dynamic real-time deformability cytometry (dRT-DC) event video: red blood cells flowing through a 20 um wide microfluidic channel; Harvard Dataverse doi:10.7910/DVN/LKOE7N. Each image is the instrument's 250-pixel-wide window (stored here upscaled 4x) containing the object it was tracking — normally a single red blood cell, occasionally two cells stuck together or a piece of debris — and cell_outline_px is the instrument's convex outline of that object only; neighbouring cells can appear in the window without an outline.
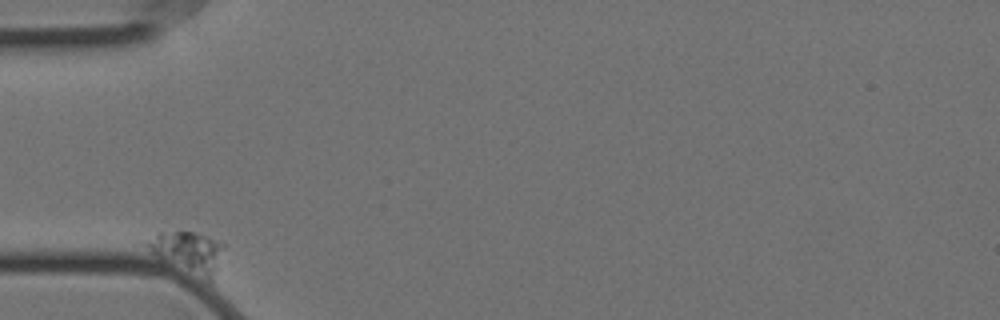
{"species": "Egyptian fruit bat (a non-hibernating species)", "species_latin": "Rousettus aegyptiacus", "temperature_condition": "cold", "stored_images_in_passage": 43, "camera_frame_rate_fps": 3000, "um_per_image_px": 0.085, "animal": {"sex": "female"}, "frame": {"image": 1, "passage_image": 1, "time_ms": 0.0, "image_size_px": [1000, 320], "cell_outline_px": [[224, 248], [212, 280], [208, 280], [160, 260], [152, 252], [148, 244], [156, 232], [192, 232], [208, 236], [224, 244]], "centroid_in_image_um": [16.01, 21.41], "position_along_channel_um": 69.0, "area_um2": 17.69}}
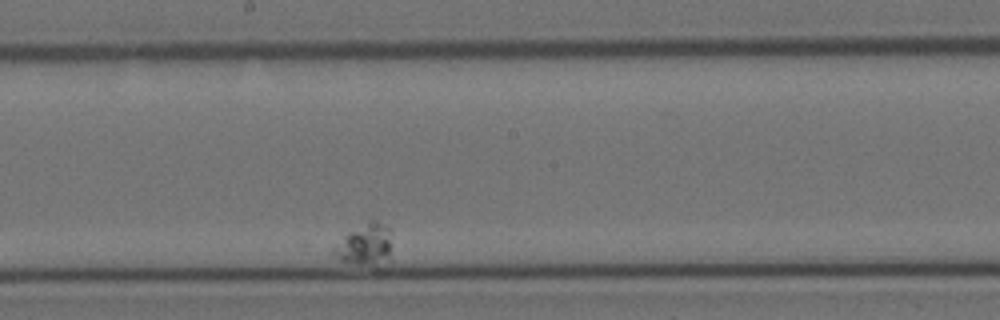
{"frame": {"image": 2, "passage_image": 24, "time_ms": 7.667, "image_size_px": [1000, 320], "cell_outline_px": [[392, 260], [372, 264], [360, 264], [340, 260], [332, 256], [332, 252], [336, 244], [348, 232], [372, 216], [392, 228]], "centroid_in_image_um": [31.12, 20.71], "position_along_channel_um": 217.1, "area_um2": 14.8}}
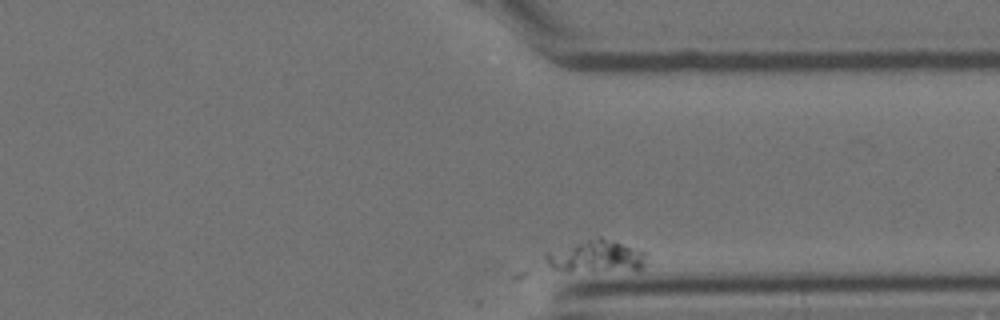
{"frame": {"image": 3, "passage_image": 43, "time_ms": 14.0, "image_size_px": [1000, 320], "cell_outline_px": [[644, 268], [568, 272], [552, 268], [548, 264], [544, 256], [544, 252], [600, 236], [644, 252]], "centroid_in_image_um": [50.57, 21.8], "position_along_channel_um": 360.8, "area_um2": 18.38}}